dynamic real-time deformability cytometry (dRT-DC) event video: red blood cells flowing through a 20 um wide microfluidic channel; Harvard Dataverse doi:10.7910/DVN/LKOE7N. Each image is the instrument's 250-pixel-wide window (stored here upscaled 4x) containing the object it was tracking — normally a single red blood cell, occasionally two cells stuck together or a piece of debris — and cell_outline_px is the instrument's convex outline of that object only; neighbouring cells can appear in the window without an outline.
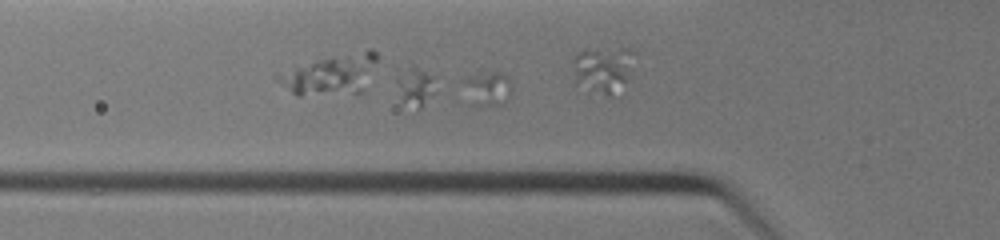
{"species": "common noctule bat (a hibernating species)", "species_latin": "Nyctalus noctula", "temperature_condition": "warm", "stored_images_in_passage": 33, "segment_of_instrument_passage": [1, 2], "camera_frame_rate_fps": 3000, "um_per_image_px": 0.085, "animal": {"sex": "female", "body_mass_g": 19.0, "forearm_length_mm": 51.5}, "frame": {"image": 1, "passage_image": 10, "time_ms": 3.0, "image_size_px": [1000, 240], "cell_outline_px": [[512, 88], [500, 104], [472, 104], [460, 80], [464, 76], [480, 68], [504, 72], [508, 76]], "centroid_in_image_um": [41.36, 7.35], "position_along_channel_um": 84.4, "area_um2": 10.12}}